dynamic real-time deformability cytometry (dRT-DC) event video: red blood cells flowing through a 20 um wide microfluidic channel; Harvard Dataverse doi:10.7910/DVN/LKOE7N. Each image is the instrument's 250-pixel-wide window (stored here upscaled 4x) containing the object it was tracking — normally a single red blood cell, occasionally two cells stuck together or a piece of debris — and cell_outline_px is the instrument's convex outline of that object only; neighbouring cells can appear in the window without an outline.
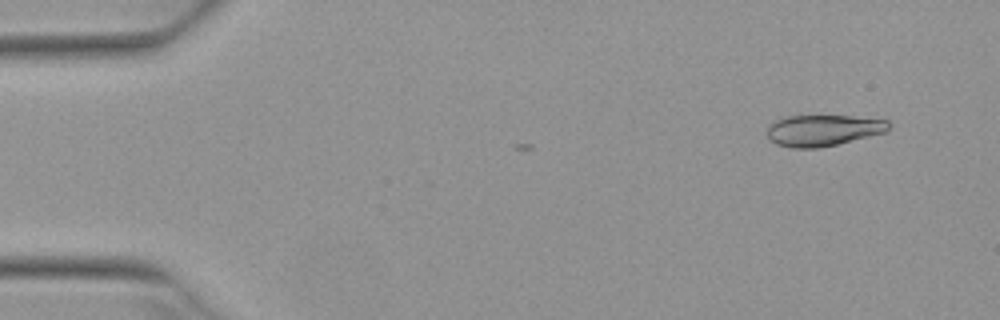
{"species": "Egyptian fruit bat (a non-hibernating species)", "species_latin": "Rousettus aegyptiacus", "temperature_condition": "warm", "stored_images_in_passage": 4, "camera_frame_rate_fps": 3000, "um_per_image_px": 0.085, "animal": {"sex": "female"}, "frame": {"image": 1, "passage_image": 1, "time_ms": 0.0, "image_size_px": [1000, 320], "cell_outline_px": [[892, 124], [888, 132], [836, 144], [816, 148], [792, 148], [776, 144], [768, 140], [768, 124], [784, 116], [852, 116], [888, 120]], "centroid_in_image_um": [69.97, 11.07], "position_along_channel_um": 15.0, "area_um2": 22.31}}
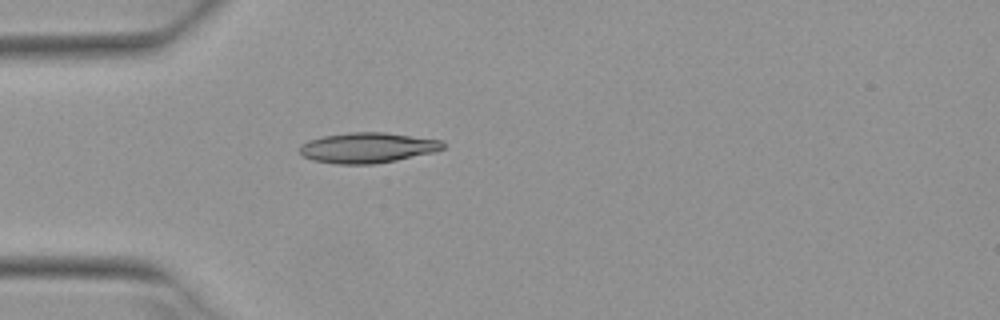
{"frame": {"image": 2, "passage_image": 4, "time_ms": 1.0, "image_size_px": [1000, 320], "cell_outline_px": [[444, 148], [436, 152], [376, 164], [336, 164], [312, 160], [304, 156], [300, 152], [300, 144], [308, 140], [324, 136], [352, 132], [384, 132], [444, 140]], "centroid_in_image_um": [31.27, 12.56], "position_along_channel_um": 53.7, "area_um2": 25.49}}